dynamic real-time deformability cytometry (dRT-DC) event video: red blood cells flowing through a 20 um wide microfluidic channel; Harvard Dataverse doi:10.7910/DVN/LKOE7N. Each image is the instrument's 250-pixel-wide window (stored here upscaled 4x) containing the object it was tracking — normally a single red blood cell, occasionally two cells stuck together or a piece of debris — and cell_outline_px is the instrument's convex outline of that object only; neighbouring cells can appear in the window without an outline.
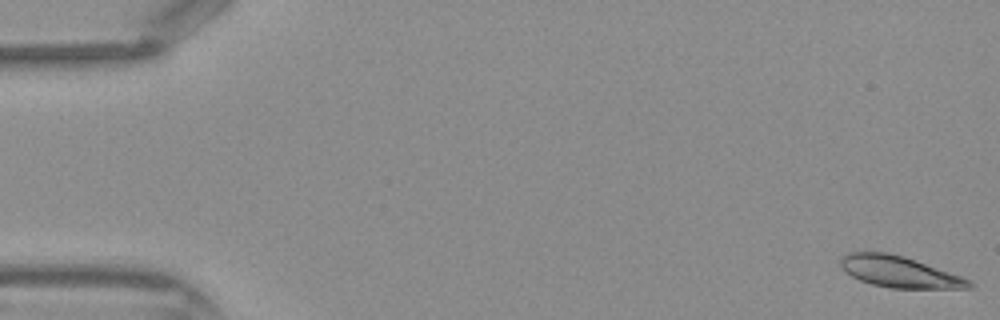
{"species": "Egyptian fruit bat (a non-hibernating species)", "species_latin": "Rousettus aegyptiacus", "temperature_condition": "warm", "stored_images_in_passage": 44, "camera_frame_rate_fps": 3000, "um_per_image_px": 0.085, "frame": {"image": 1, "passage_image": 1, "time_ms": 0.0, "image_size_px": [1000, 320], "cell_outline_px": [[976, 284], [972, 288], [892, 288], [872, 284], [860, 280], [852, 276], [840, 264], [840, 260], [848, 252], [888, 252], [904, 256], [916, 260], [972, 280]], "centroid_in_image_um": [76.5, 23.1], "position_along_channel_um": 8.5, "area_um2": 23.24}}
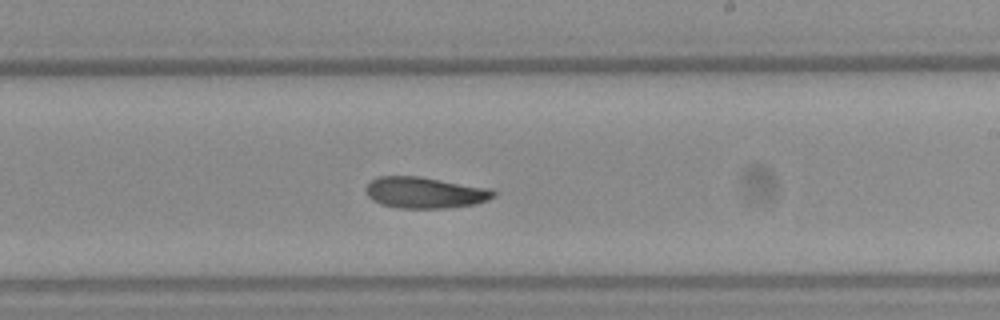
{"frame": {"image": 2, "passage_image": 26, "time_ms": 8.333, "image_size_px": [1000, 320], "cell_outline_px": [[496, 196], [488, 200], [476, 204], [444, 208], [396, 208], [380, 204], [372, 200], [368, 196], [364, 188], [368, 180], [376, 176], [420, 176], [492, 188], [496, 192]], "centroid_in_image_um": [36.1, 16.36], "position_along_channel_um": 252.9, "area_um2": 23.76}}
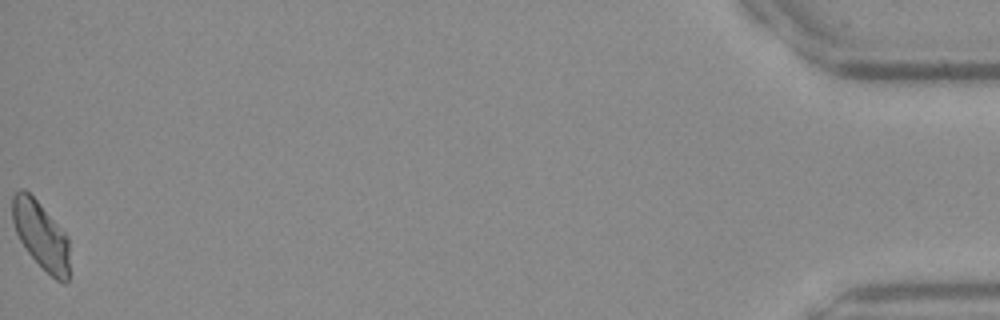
{"frame": {"image": 3, "passage_image": 44, "time_ms": 14.333, "image_size_px": [1000, 320], "cell_outline_px": [[68, 284], [64, 284], [56, 280], [28, 252], [20, 240], [16, 232], [12, 220], [12, 196], [20, 188], [24, 188], [40, 204], [68, 236]], "centroid_in_image_um": [3.47, 19.98], "position_along_channel_um": 431.7, "area_um2": 22.2}}